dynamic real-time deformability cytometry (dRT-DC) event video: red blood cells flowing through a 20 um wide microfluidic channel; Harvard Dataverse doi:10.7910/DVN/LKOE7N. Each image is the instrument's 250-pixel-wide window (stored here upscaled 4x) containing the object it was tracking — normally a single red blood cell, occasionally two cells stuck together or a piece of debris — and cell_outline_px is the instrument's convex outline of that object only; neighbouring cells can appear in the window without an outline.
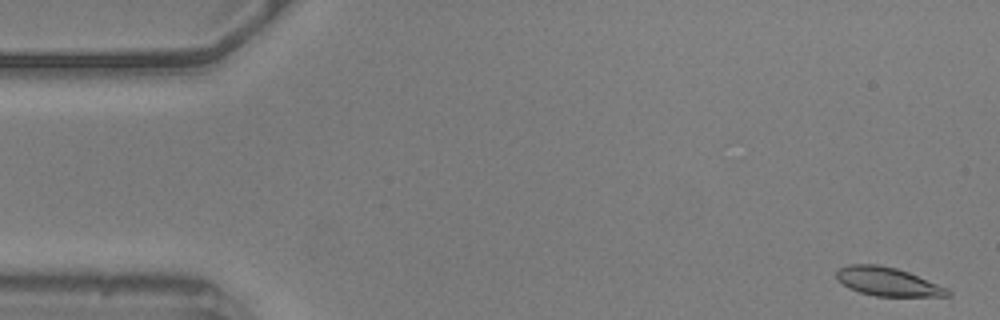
{"species": "common noctule bat (a hibernating species)", "species_latin": "Nyctalus noctula", "temperature_condition": "warm", "stored_images_in_passage": 56, "segment_of_instrument_passage": [1, 2], "camera_frame_rate_fps": 3000, "um_per_image_px": 0.085, "animal": {"sex": "male", "body_mass_g": 20.5, "forearm_length_mm": 52.5}, "frame": {"image": 1, "passage_image": 1, "time_ms": 0.0, "image_size_px": [1000, 320], "cell_outline_px": [[952, 296], [876, 296], [860, 292], [848, 288], [836, 276], [836, 272], [840, 268], [848, 264], [876, 264], [896, 268], [908, 272], [948, 288], [952, 292]], "centroid_in_image_um": [75.48, 23.94], "position_along_channel_um": 9.5, "area_um2": 18.38}}
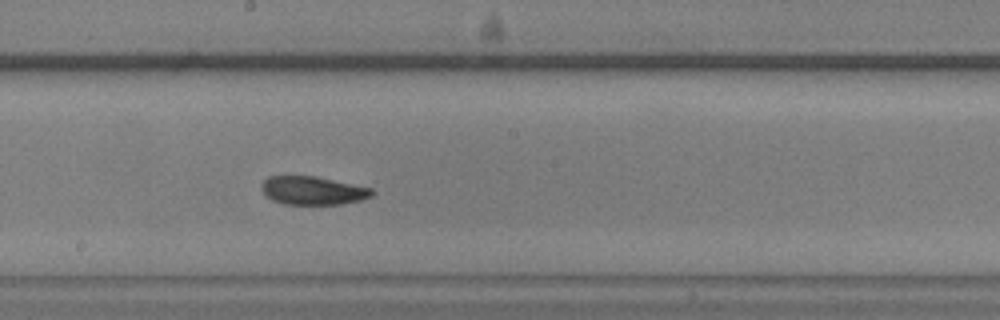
{"frame": {"image": 2, "passage_image": 29, "time_ms": 9.333, "image_size_px": [1000, 320], "cell_outline_px": [[376, 192], [372, 196], [360, 200], [340, 204], [284, 204], [272, 200], [260, 188], [260, 184], [268, 176], [316, 176], [372, 188]], "centroid_in_image_um": [26.59, 16.19], "position_along_channel_um": 221.6, "area_um2": 18.26}}
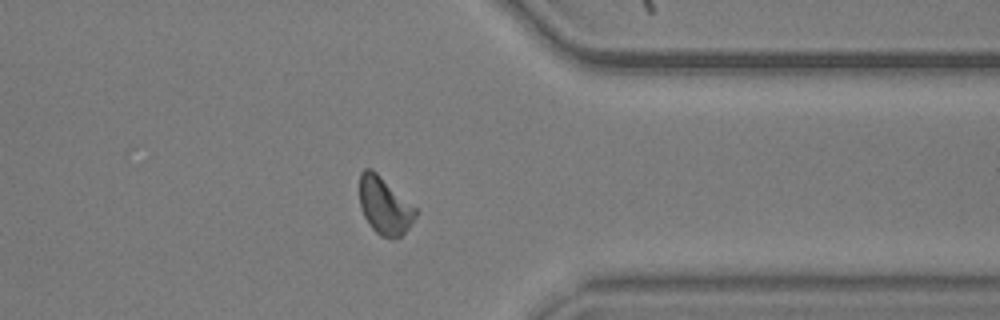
{"frame": {"image": 3, "passage_image": 43, "time_ms": 14.0, "image_size_px": [1000, 320], "cell_outline_px": [[420, 212], [408, 228], [400, 236], [392, 240], [380, 236], [368, 224], [360, 208], [360, 172], [364, 168], [372, 168], [420, 208]], "centroid_in_image_um": [32.74, 17.48], "position_along_channel_um": 378.7, "area_um2": 19.48}}